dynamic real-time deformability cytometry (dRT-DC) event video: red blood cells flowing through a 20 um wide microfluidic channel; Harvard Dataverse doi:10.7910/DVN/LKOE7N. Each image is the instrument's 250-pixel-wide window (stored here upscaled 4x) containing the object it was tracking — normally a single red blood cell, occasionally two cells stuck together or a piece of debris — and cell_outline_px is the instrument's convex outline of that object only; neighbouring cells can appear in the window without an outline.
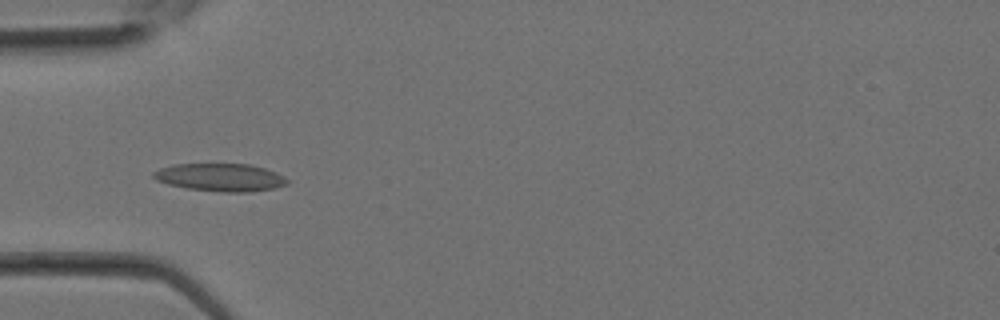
{"species": "Egyptian fruit bat (a non-hibernating species)", "species_latin": "Rousettus aegyptiacus", "temperature_condition": "room temperature", "stored_images_in_passage": 30, "camera_frame_rate_fps": 3000, "um_per_image_px": 0.085, "animal": {"sex": "female"}, "frame": {"image": 1, "passage_image": 8, "time_ms": 2.333, "image_size_px": [1000, 320], "cell_outline_px": [[288, 184], [276, 188], [252, 192], [224, 192], [188, 188], [168, 184], [156, 180], [152, 176], [152, 172], [160, 168], [172, 164], [248, 164], [264, 168], [276, 172], [284, 176], [288, 180]], "centroid_in_image_um": [18.74, 15.07], "position_along_channel_um": 66.3, "area_um2": 21.73}}
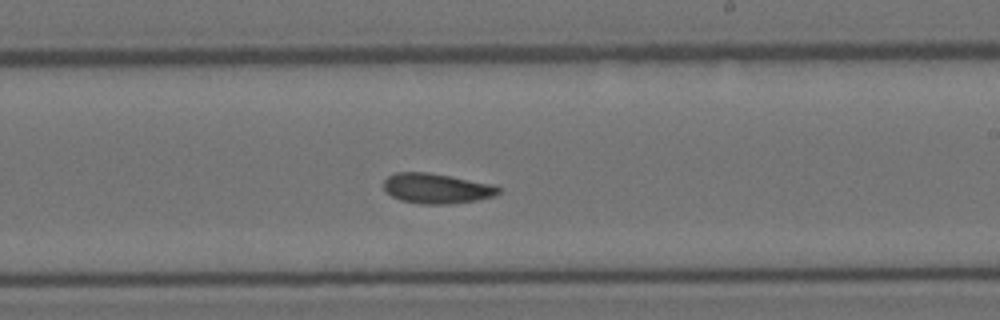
{"frame": {"image": 2, "passage_image": 17, "time_ms": 5.333, "image_size_px": [1000, 320], "cell_outline_px": [[500, 192], [492, 196], [476, 200], [452, 204], [420, 204], [400, 200], [392, 196], [384, 188], [384, 180], [388, 176], [396, 172], [428, 172], [492, 184], [500, 188]], "centroid_in_image_um": [37.09, 16.02], "position_along_channel_um": 251.9, "area_um2": 20.0}}
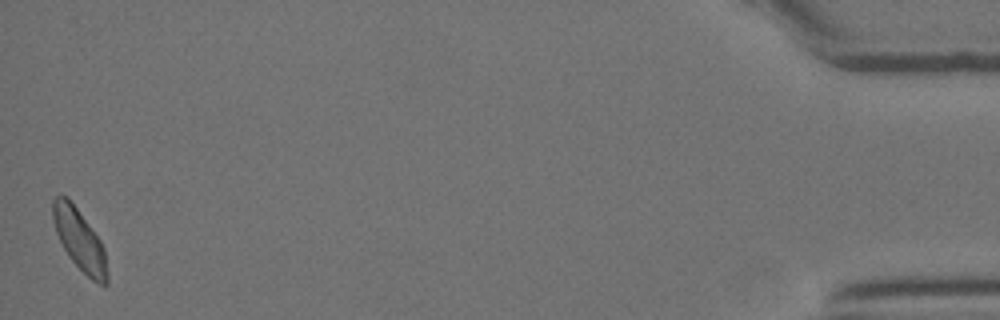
{"frame": {"image": 3, "passage_image": 30, "time_ms": 9.667, "image_size_px": [1000, 320], "cell_outline_px": [[108, 284], [104, 288], [92, 280], [68, 256], [56, 232], [52, 220], [52, 200], [56, 196], [68, 196], [100, 240], [104, 248], [108, 276]], "centroid_in_image_um": [6.77, 20.4], "position_along_channel_um": 428.4, "area_um2": 19.31}}